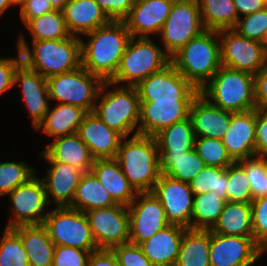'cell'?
<instances>
[{"instance_id":"44","label":"cell","mask_w":267,"mask_h":266,"mask_svg":"<svg viewBox=\"0 0 267 266\" xmlns=\"http://www.w3.org/2000/svg\"><path fill=\"white\" fill-rule=\"evenodd\" d=\"M238 163L245 169L253 199L267 196V159L255 156Z\"/></svg>"},{"instance_id":"33","label":"cell","mask_w":267,"mask_h":266,"mask_svg":"<svg viewBox=\"0 0 267 266\" xmlns=\"http://www.w3.org/2000/svg\"><path fill=\"white\" fill-rule=\"evenodd\" d=\"M113 205H117V203L97 177L91 171L84 172L70 207L85 213L89 210Z\"/></svg>"},{"instance_id":"26","label":"cell","mask_w":267,"mask_h":266,"mask_svg":"<svg viewBox=\"0 0 267 266\" xmlns=\"http://www.w3.org/2000/svg\"><path fill=\"white\" fill-rule=\"evenodd\" d=\"M185 229L168 225L139 246L154 266H175Z\"/></svg>"},{"instance_id":"31","label":"cell","mask_w":267,"mask_h":266,"mask_svg":"<svg viewBox=\"0 0 267 266\" xmlns=\"http://www.w3.org/2000/svg\"><path fill=\"white\" fill-rule=\"evenodd\" d=\"M210 230H184L175 266H210Z\"/></svg>"},{"instance_id":"29","label":"cell","mask_w":267,"mask_h":266,"mask_svg":"<svg viewBox=\"0 0 267 266\" xmlns=\"http://www.w3.org/2000/svg\"><path fill=\"white\" fill-rule=\"evenodd\" d=\"M21 238L29 266H52L55 245L43 224L12 228Z\"/></svg>"},{"instance_id":"2","label":"cell","mask_w":267,"mask_h":266,"mask_svg":"<svg viewBox=\"0 0 267 266\" xmlns=\"http://www.w3.org/2000/svg\"><path fill=\"white\" fill-rule=\"evenodd\" d=\"M18 34L16 48L20 51L22 63L40 73L46 79L57 74L75 70L81 66V40L70 36L60 40L30 41Z\"/></svg>"},{"instance_id":"35","label":"cell","mask_w":267,"mask_h":266,"mask_svg":"<svg viewBox=\"0 0 267 266\" xmlns=\"http://www.w3.org/2000/svg\"><path fill=\"white\" fill-rule=\"evenodd\" d=\"M159 153H178L194 148L195 135L190 118L176 122L154 136Z\"/></svg>"},{"instance_id":"43","label":"cell","mask_w":267,"mask_h":266,"mask_svg":"<svg viewBox=\"0 0 267 266\" xmlns=\"http://www.w3.org/2000/svg\"><path fill=\"white\" fill-rule=\"evenodd\" d=\"M250 183L245 169L234 162L228 166L227 202L251 203Z\"/></svg>"},{"instance_id":"9","label":"cell","mask_w":267,"mask_h":266,"mask_svg":"<svg viewBox=\"0 0 267 266\" xmlns=\"http://www.w3.org/2000/svg\"><path fill=\"white\" fill-rule=\"evenodd\" d=\"M43 225L55 246L76 247L90 252L99 249L87 216L82 211L71 207H52Z\"/></svg>"},{"instance_id":"42","label":"cell","mask_w":267,"mask_h":266,"mask_svg":"<svg viewBox=\"0 0 267 266\" xmlns=\"http://www.w3.org/2000/svg\"><path fill=\"white\" fill-rule=\"evenodd\" d=\"M14 86L20 87L21 98L49 97L47 79L23 63L15 73Z\"/></svg>"},{"instance_id":"10","label":"cell","mask_w":267,"mask_h":266,"mask_svg":"<svg viewBox=\"0 0 267 266\" xmlns=\"http://www.w3.org/2000/svg\"><path fill=\"white\" fill-rule=\"evenodd\" d=\"M203 31L205 28L197 0H174L158 38H161L159 42L171 58Z\"/></svg>"},{"instance_id":"15","label":"cell","mask_w":267,"mask_h":266,"mask_svg":"<svg viewBox=\"0 0 267 266\" xmlns=\"http://www.w3.org/2000/svg\"><path fill=\"white\" fill-rule=\"evenodd\" d=\"M129 243L139 245L168 226L165 210L152 192H138L128 206Z\"/></svg>"},{"instance_id":"24","label":"cell","mask_w":267,"mask_h":266,"mask_svg":"<svg viewBox=\"0 0 267 266\" xmlns=\"http://www.w3.org/2000/svg\"><path fill=\"white\" fill-rule=\"evenodd\" d=\"M45 146L39 153L45 162H61L75 166L83 172L91 171L95 159L77 133L57 137Z\"/></svg>"},{"instance_id":"30","label":"cell","mask_w":267,"mask_h":266,"mask_svg":"<svg viewBox=\"0 0 267 266\" xmlns=\"http://www.w3.org/2000/svg\"><path fill=\"white\" fill-rule=\"evenodd\" d=\"M211 231L223 235L253 237L251 203L226 202Z\"/></svg>"},{"instance_id":"57","label":"cell","mask_w":267,"mask_h":266,"mask_svg":"<svg viewBox=\"0 0 267 266\" xmlns=\"http://www.w3.org/2000/svg\"><path fill=\"white\" fill-rule=\"evenodd\" d=\"M50 1L51 5L55 10H60L62 11L65 7V5L70 1V0H47Z\"/></svg>"},{"instance_id":"25","label":"cell","mask_w":267,"mask_h":266,"mask_svg":"<svg viewBox=\"0 0 267 266\" xmlns=\"http://www.w3.org/2000/svg\"><path fill=\"white\" fill-rule=\"evenodd\" d=\"M62 12L69 33L79 38L111 21L95 0H70Z\"/></svg>"},{"instance_id":"3","label":"cell","mask_w":267,"mask_h":266,"mask_svg":"<svg viewBox=\"0 0 267 266\" xmlns=\"http://www.w3.org/2000/svg\"><path fill=\"white\" fill-rule=\"evenodd\" d=\"M123 174L137 192H151L161 175L158 145L154 137H124L116 158Z\"/></svg>"},{"instance_id":"54","label":"cell","mask_w":267,"mask_h":266,"mask_svg":"<svg viewBox=\"0 0 267 266\" xmlns=\"http://www.w3.org/2000/svg\"><path fill=\"white\" fill-rule=\"evenodd\" d=\"M255 105L258 110H267V61L254 75Z\"/></svg>"},{"instance_id":"47","label":"cell","mask_w":267,"mask_h":266,"mask_svg":"<svg viewBox=\"0 0 267 266\" xmlns=\"http://www.w3.org/2000/svg\"><path fill=\"white\" fill-rule=\"evenodd\" d=\"M111 250L116 255L119 266H154L137 244L128 242L114 246Z\"/></svg>"},{"instance_id":"1","label":"cell","mask_w":267,"mask_h":266,"mask_svg":"<svg viewBox=\"0 0 267 266\" xmlns=\"http://www.w3.org/2000/svg\"><path fill=\"white\" fill-rule=\"evenodd\" d=\"M83 36L88 39L80 38L81 66L103 81H110L132 38L125 22L111 20Z\"/></svg>"},{"instance_id":"55","label":"cell","mask_w":267,"mask_h":266,"mask_svg":"<svg viewBox=\"0 0 267 266\" xmlns=\"http://www.w3.org/2000/svg\"><path fill=\"white\" fill-rule=\"evenodd\" d=\"M87 266H119V263L111 249H98L90 254Z\"/></svg>"},{"instance_id":"13","label":"cell","mask_w":267,"mask_h":266,"mask_svg":"<svg viewBox=\"0 0 267 266\" xmlns=\"http://www.w3.org/2000/svg\"><path fill=\"white\" fill-rule=\"evenodd\" d=\"M136 88L140 101H193L200 92L171 63Z\"/></svg>"},{"instance_id":"28","label":"cell","mask_w":267,"mask_h":266,"mask_svg":"<svg viewBox=\"0 0 267 266\" xmlns=\"http://www.w3.org/2000/svg\"><path fill=\"white\" fill-rule=\"evenodd\" d=\"M50 103L48 112L44 120L34 130L42 132L53 140L57 137L67 136L77 133L87 112L77 106L66 103Z\"/></svg>"},{"instance_id":"22","label":"cell","mask_w":267,"mask_h":266,"mask_svg":"<svg viewBox=\"0 0 267 266\" xmlns=\"http://www.w3.org/2000/svg\"><path fill=\"white\" fill-rule=\"evenodd\" d=\"M77 134L89 147L94 159L116 158L120 143L124 138L119 132L109 128L93 112H88L84 116Z\"/></svg>"},{"instance_id":"58","label":"cell","mask_w":267,"mask_h":266,"mask_svg":"<svg viewBox=\"0 0 267 266\" xmlns=\"http://www.w3.org/2000/svg\"><path fill=\"white\" fill-rule=\"evenodd\" d=\"M12 7L9 0H0V18Z\"/></svg>"},{"instance_id":"6","label":"cell","mask_w":267,"mask_h":266,"mask_svg":"<svg viewBox=\"0 0 267 266\" xmlns=\"http://www.w3.org/2000/svg\"><path fill=\"white\" fill-rule=\"evenodd\" d=\"M200 93L213 105L233 113L256 109L254 75L221 66Z\"/></svg>"},{"instance_id":"11","label":"cell","mask_w":267,"mask_h":266,"mask_svg":"<svg viewBox=\"0 0 267 266\" xmlns=\"http://www.w3.org/2000/svg\"><path fill=\"white\" fill-rule=\"evenodd\" d=\"M11 217L5 228L21 225L43 224L50 204L44 184L38 175H34L26 183L21 184L8 195ZM46 210H48L46 212ZM46 213V214H45Z\"/></svg>"},{"instance_id":"48","label":"cell","mask_w":267,"mask_h":266,"mask_svg":"<svg viewBox=\"0 0 267 266\" xmlns=\"http://www.w3.org/2000/svg\"><path fill=\"white\" fill-rule=\"evenodd\" d=\"M91 253L76 247L55 246L52 266H87Z\"/></svg>"},{"instance_id":"16","label":"cell","mask_w":267,"mask_h":266,"mask_svg":"<svg viewBox=\"0 0 267 266\" xmlns=\"http://www.w3.org/2000/svg\"><path fill=\"white\" fill-rule=\"evenodd\" d=\"M265 254L253 237L223 235L210 230V266H255Z\"/></svg>"},{"instance_id":"7","label":"cell","mask_w":267,"mask_h":266,"mask_svg":"<svg viewBox=\"0 0 267 266\" xmlns=\"http://www.w3.org/2000/svg\"><path fill=\"white\" fill-rule=\"evenodd\" d=\"M161 44L152 38L132 37L110 82L120 86H137L153 73L171 63Z\"/></svg>"},{"instance_id":"36","label":"cell","mask_w":267,"mask_h":266,"mask_svg":"<svg viewBox=\"0 0 267 266\" xmlns=\"http://www.w3.org/2000/svg\"><path fill=\"white\" fill-rule=\"evenodd\" d=\"M226 200L214 193H201L193 196L191 229L211 230L222 213Z\"/></svg>"},{"instance_id":"8","label":"cell","mask_w":267,"mask_h":266,"mask_svg":"<svg viewBox=\"0 0 267 266\" xmlns=\"http://www.w3.org/2000/svg\"><path fill=\"white\" fill-rule=\"evenodd\" d=\"M103 80L82 66L47 78L49 99L54 103H66L92 112ZM57 101V102H56Z\"/></svg>"},{"instance_id":"59","label":"cell","mask_w":267,"mask_h":266,"mask_svg":"<svg viewBox=\"0 0 267 266\" xmlns=\"http://www.w3.org/2000/svg\"><path fill=\"white\" fill-rule=\"evenodd\" d=\"M12 7L19 6V9L26 3L27 0H9Z\"/></svg>"},{"instance_id":"14","label":"cell","mask_w":267,"mask_h":266,"mask_svg":"<svg viewBox=\"0 0 267 266\" xmlns=\"http://www.w3.org/2000/svg\"><path fill=\"white\" fill-rule=\"evenodd\" d=\"M99 249H112L129 242L128 206L117 204L85 212Z\"/></svg>"},{"instance_id":"38","label":"cell","mask_w":267,"mask_h":266,"mask_svg":"<svg viewBox=\"0 0 267 266\" xmlns=\"http://www.w3.org/2000/svg\"><path fill=\"white\" fill-rule=\"evenodd\" d=\"M228 167L205 166L189 183L193 195L214 193L227 201Z\"/></svg>"},{"instance_id":"56","label":"cell","mask_w":267,"mask_h":266,"mask_svg":"<svg viewBox=\"0 0 267 266\" xmlns=\"http://www.w3.org/2000/svg\"><path fill=\"white\" fill-rule=\"evenodd\" d=\"M233 1L238 13V18H241L248 14H252L263 8H266L264 0H233Z\"/></svg>"},{"instance_id":"17","label":"cell","mask_w":267,"mask_h":266,"mask_svg":"<svg viewBox=\"0 0 267 266\" xmlns=\"http://www.w3.org/2000/svg\"><path fill=\"white\" fill-rule=\"evenodd\" d=\"M151 192L162 204L169 225L191 228L194 195L188 183L161 174Z\"/></svg>"},{"instance_id":"61","label":"cell","mask_w":267,"mask_h":266,"mask_svg":"<svg viewBox=\"0 0 267 266\" xmlns=\"http://www.w3.org/2000/svg\"><path fill=\"white\" fill-rule=\"evenodd\" d=\"M264 3H265V7L267 8V0H264Z\"/></svg>"},{"instance_id":"50","label":"cell","mask_w":267,"mask_h":266,"mask_svg":"<svg viewBox=\"0 0 267 266\" xmlns=\"http://www.w3.org/2000/svg\"><path fill=\"white\" fill-rule=\"evenodd\" d=\"M23 105L28 112V118L31 119L33 130L44 120L50 106L49 97L21 98Z\"/></svg>"},{"instance_id":"18","label":"cell","mask_w":267,"mask_h":266,"mask_svg":"<svg viewBox=\"0 0 267 266\" xmlns=\"http://www.w3.org/2000/svg\"><path fill=\"white\" fill-rule=\"evenodd\" d=\"M192 101H140L138 135L154 137L170 125L187 119Z\"/></svg>"},{"instance_id":"27","label":"cell","mask_w":267,"mask_h":266,"mask_svg":"<svg viewBox=\"0 0 267 266\" xmlns=\"http://www.w3.org/2000/svg\"><path fill=\"white\" fill-rule=\"evenodd\" d=\"M91 172L109 192L117 204L129 206L136 198L137 191L123 174L119 162L113 159H95Z\"/></svg>"},{"instance_id":"60","label":"cell","mask_w":267,"mask_h":266,"mask_svg":"<svg viewBox=\"0 0 267 266\" xmlns=\"http://www.w3.org/2000/svg\"><path fill=\"white\" fill-rule=\"evenodd\" d=\"M261 44L263 45L264 50L267 52V30L264 33Z\"/></svg>"},{"instance_id":"5","label":"cell","mask_w":267,"mask_h":266,"mask_svg":"<svg viewBox=\"0 0 267 266\" xmlns=\"http://www.w3.org/2000/svg\"><path fill=\"white\" fill-rule=\"evenodd\" d=\"M92 112L123 137L137 135L140 99L136 86H120L104 81Z\"/></svg>"},{"instance_id":"20","label":"cell","mask_w":267,"mask_h":266,"mask_svg":"<svg viewBox=\"0 0 267 266\" xmlns=\"http://www.w3.org/2000/svg\"><path fill=\"white\" fill-rule=\"evenodd\" d=\"M222 142L234 162L255 157V109L231 112L230 124Z\"/></svg>"},{"instance_id":"40","label":"cell","mask_w":267,"mask_h":266,"mask_svg":"<svg viewBox=\"0 0 267 266\" xmlns=\"http://www.w3.org/2000/svg\"><path fill=\"white\" fill-rule=\"evenodd\" d=\"M194 149L206 166L226 168L234 163L222 139L195 137Z\"/></svg>"},{"instance_id":"49","label":"cell","mask_w":267,"mask_h":266,"mask_svg":"<svg viewBox=\"0 0 267 266\" xmlns=\"http://www.w3.org/2000/svg\"><path fill=\"white\" fill-rule=\"evenodd\" d=\"M17 57L0 56V96L14 88V76L22 64L20 51L16 48Z\"/></svg>"},{"instance_id":"39","label":"cell","mask_w":267,"mask_h":266,"mask_svg":"<svg viewBox=\"0 0 267 266\" xmlns=\"http://www.w3.org/2000/svg\"><path fill=\"white\" fill-rule=\"evenodd\" d=\"M38 169L28 165L26 161H0V197L7 196L21 184L26 183L37 174Z\"/></svg>"},{"instance_id":"12","label":"cell","mask_w":267,"mask_h":266,"mask_svg":"<svg viewBox=\"0 0 267 266\" xmlns=\"http://www.w3.org/2000/svg\"><path fill=\"white\" fill-rule=\"evenodd\" d=\"M222 66L256 75L267 61V52L259 41L241 36L234 29L219 31Z\"/></svg>"},{"instance_id":"19","label":"cell","mask_w":267,"mask_h":266,"mask_svg":"<svg viewBox=\"0 0 267 266\" xmlns=\"http://www.w3.org/2000/svg\"><path fill=\"white\" fill-rule=\"evenodd\" d=\"M173 3L174 0H135L129 15L123 20L131 36H158Z\"/></svg>"},{"instance_id":"53","label":"cell","mask_w":267,"mask_h":266,"mask_svg":"<svg viewBox=\"0 0 267 266\" xmlns=\"http://www.w3.org/2000/svg\"><path fill=\"white\" fill-rule=\"evenodd\" d=\"M55 9L47 0H27L20 8L19 16L21 22L25 25L29 20L42 16L45 13L54 11Z\"/></svg>"},{"instance_id":"45","label":"cell","mask_w":267,"mask_h":266,"mask_svg":"<svg viewBox=\"0 0 267 266\" xmlns=\"http://www.w3.org/2000/svg\"><path fill=\"white\" fill-rule=\"evenodd\" d=\"M234 30L241 36L262 42L267 30V8L239 18Z\"/></svg>"},{"instance_id":"21","label":"cell","mask_w":267,"mask_h":266,"mask_svg":"<svg viewBox=\"0 0 267 266\" xmlns=\"http://www.w3.org/2000/svg\"><path fill=\"white\" fill-rule=\"evenodd\" d=\"M49 165L41 178L49 204L55 207H70L84 172L75 166L61 162H46Z\"/></svg>"},{"instance_id":"34","label":"cell","mask_w":267,"mask_h":266,"mask_svg":"<svg viewBox=\"0 0 267 266\" xmlns=\"http://www.w3.org/2000/svg\"><path fill=\"white\" fill-rule=\"evenodd\" d=\"M205 30L234 29L238 13L233 0H197Z\"/></svg>"},{"instance_id":"37","label":"cell","mask_w":267,"mask_h":266,"mask_svg":"<svg viewBox=\"0 0 267 266\" xmlns=\"http://www.w3.org/2000/svg\"><path fill=\"white\" fill-rule=\"evenodd\" d=\"M24 26L29 31L31 41L60 40L71 36L60 10L31 19Z\"/></svg>"},{"instance_id":"32","label":"cell","mask_w":267,"mask_h":266,"mask_svg":"<svg viewBox=\"0 0 267 266\" xmlns=\"http://www.w3.org/2000/svg\"><path fill=\"white\" fill-rule=\"evenodd\" d=\"M161 174L190 183L206 166L193 148L178 153H159Z\"/></svg>"},{"instance_id":"52","label":"cell","mask_w":267,"mask_h":266,"mask_svg":"<svg viewBox=\"0 0 267 266\" xmlns=\"http://www.w3.org/2000/svg\"><path fill=\"white\" fill-rule=\"evenodd\" d=\"M256 157L267 159V110L255 109Z\"/></svg>"},{"instance_id":"41","label":"cell","mask_w":267,"mask_h":266,"mask_svg":"<svg viewBox=\"0 0 267 266\" xmlns=\"http://www.w3.org/2000/svg\"><path fill=\"white\" fill-rule=\"evenodd\" d=\"M0 266H29L21 238L12 228H4L0 238Z\"/></svg>"},{"instance_id":"4","label":"cell","mask_w":267,"mask_h":266,"mask_svg":"<svg viewBox=\"0 0 267 266\" xmlns=\"http://www.w3.org/2000/svg\"><path fill=\"white\" fill-rule=\"evenodd\" d=\"M171 64L199 91L222 66L219 31L205 30L171 57Z\"/></svg>"},{"instance_id":"46","label":"cell","mask_w":267,"mask_h":266,"mask_svg":"<svg viewBox=\"0 0 267 266\" xmlns=\"http://www.w3.org/2000/svg\"><path fill=\"white\" fill-rule=\"evenodd\" d=\"M251 207L253 238L267 253V196L253 199Z\"/></svg>"},{"instance_id":"23","label":"cell","mask_w":267,"mask_h":266,"mask_svg":"<svg viewBox=\"0 0 267 266\" xmlns=\"http://www.w3.org/2000/svg\"><path fill=\"white\" fill-rule=\"evenodd\" d=\"M189 118L195 137L222 139L231 119V112L213 105L200 92L190 106Z\"/></svg>"},{"instance_id":"51","label":"cell","mask_w":267,"mask_h":266,"mask_svg":"<svg viewBox=\"0 0 267 266\" xmlns=\"http://www.w3.org/2000/svg\"><path fill=\"white\" fill-rule=\"evenodd\" d=\"M113 21H123L134 6L135 0H95Z\"/></svg>"}]
</instances>
